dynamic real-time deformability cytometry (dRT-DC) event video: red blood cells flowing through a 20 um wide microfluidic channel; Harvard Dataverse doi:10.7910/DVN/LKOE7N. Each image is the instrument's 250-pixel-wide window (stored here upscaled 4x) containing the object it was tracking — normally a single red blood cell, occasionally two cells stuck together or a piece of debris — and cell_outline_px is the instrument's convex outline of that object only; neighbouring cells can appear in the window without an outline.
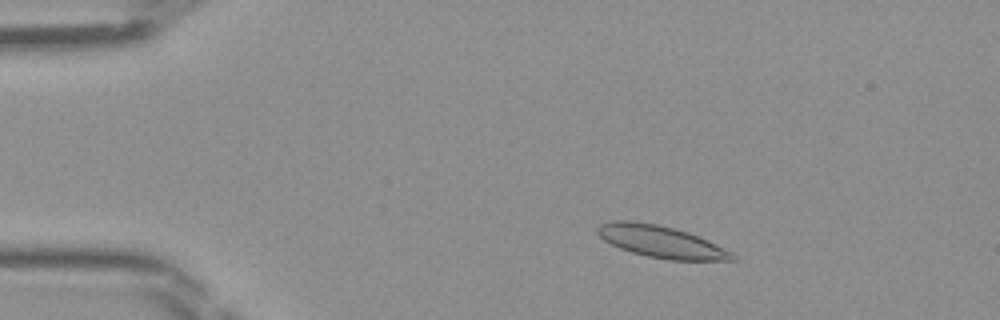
{"species": "Egyptian fruit bat (a non-hibernating species)", "species_latin": "Rousettus aegyptiacus", "temperature_condition": "room temperature", "stored_images_in_passage": 46, "camera_frame_rate_fps": 3000, "um_per_image_px": 0.085, "frame": {"image": 1, "passage_image": 7, "time_ms": 2.0, "image_size_px": [1000, 320], "cell_outline_px": [[736, 260], [672, 260], [648, 256], [632, 252], [620, 248], [604, 240], [596, 232], [596, 228], [600, 224], [612, 220], [628, 220], [656, 224], [688, 232], [708, 240], [732, 252], [736, 256]], "centroid_in_image_um": [56.18, 20.53], "position_along_channel_um": 28.8, "area_um2": 24.91}}
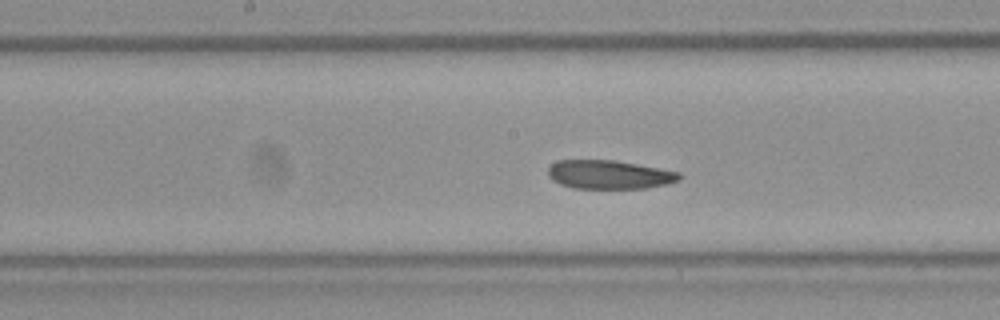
{"frame": {"image": 2, "passage_image": 23, "time_ms": 7.333, "image_size_px": [1000, 320], "cell_outline_px": [[684, 176], [680, 180], [668, 184], [648, 188], [572, 188], [560, 184], [552, 180], [548, 176], [548, 168], [556, 160], [616, 160], [680, 172]], "centroid_in_image_um": [51.81, 14.84], "position_along_channel_um": 196.4, "area_um2": 22.2}}
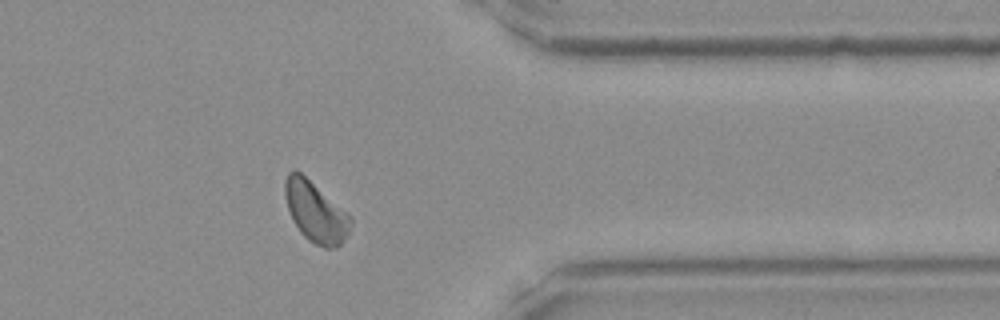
{"frame": {"image": 3, "passage_image": 37, "time_ms": 12.0, "image_size_px": [1000, 320], "cell_outline_px": [[352, 224], [344, 240], [336, 248], [324, 248], [308, 240], [300, 232], [292, 220], [284, 196], [284, 180], [288, 172], [292, 168], [300, 172], [348, 212], [352, 216]], "centroid_in_image_um": [26.81, 18.0], "position_along_channel_um": 384.6, "area_um2": 23.35}}